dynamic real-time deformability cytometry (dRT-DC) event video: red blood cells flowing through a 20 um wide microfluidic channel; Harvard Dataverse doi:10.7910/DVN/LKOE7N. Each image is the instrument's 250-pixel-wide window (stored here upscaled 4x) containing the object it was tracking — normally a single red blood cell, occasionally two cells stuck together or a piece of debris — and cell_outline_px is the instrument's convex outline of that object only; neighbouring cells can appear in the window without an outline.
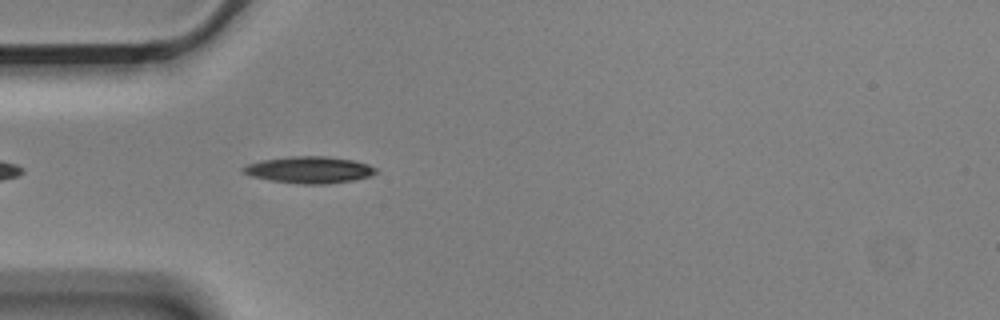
{"species": "Egyptian fruit bat (a non-hibernating species)", "species_latin": "Rousettus aegyptiacus", "temperature_condition": "cold", "stored_images_in_passage": 4, "camera_frame_rate_fps": 3000, "um_per_image_px": 0.085, "animal": {"sex": "male"}, "frame": {"image": 1, "passage_image": 4, "time_ms": 1.0, "image_size_px": [1000, 320], "cell_outline_px": [[376, 172], [372, 176], [352, 180], [328, 184], [304, 184], [272, 180], [252, 176], [244, 172], [240, 168], [248, 164], [260, 160], [292, 156], [324, 156], [352, 160], [368, 164], [376, 168]], "centroid_in_image_um": [26.3, 14.43], "position_along_channel_um": 58.7, "area_um2": 20.46}}